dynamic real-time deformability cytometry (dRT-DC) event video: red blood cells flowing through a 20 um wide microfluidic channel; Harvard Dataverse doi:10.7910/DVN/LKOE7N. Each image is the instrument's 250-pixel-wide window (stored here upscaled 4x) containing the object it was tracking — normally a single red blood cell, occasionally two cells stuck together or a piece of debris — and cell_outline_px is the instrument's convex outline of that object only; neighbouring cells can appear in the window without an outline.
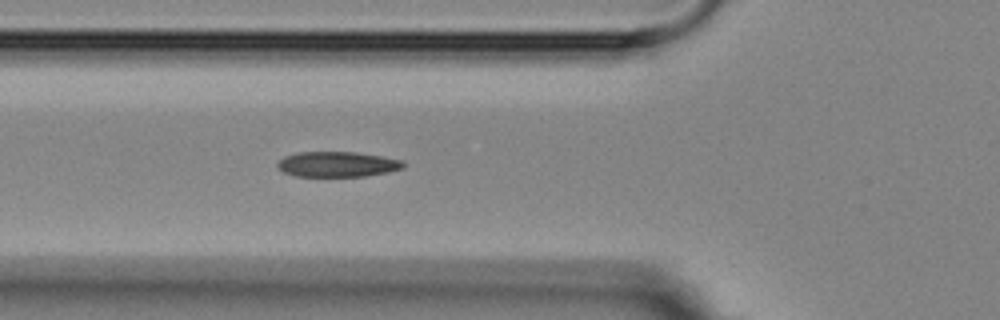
{"species": "Egyptian fruit bat (a non-hibernating species)", "species_latin": "Rousettus aegyptiacus", "temperature_condition": "room temperature", "stored_images_in_passage": 5, "camera_frame_rate_fps": 3000, "um_per_image_px": 0.085, "animal": {"sex": "female"}, "frame": {"image": 1, "passage_image": 5, "time_ms": 4.333, "image_size_px": [1000, 320], "cell_outline_px": [[404, 168], [388, 172], [364, 176], [296, 176], [284, 172], [276, 164], [284, 156], [296, 152], [356, 152], [380, 156], [400, 160], [404, 164]], "centroid_in_image_um": [28.66, 13.96], "position_along_channel_um": 97.1, "area_um2": 18.38}}